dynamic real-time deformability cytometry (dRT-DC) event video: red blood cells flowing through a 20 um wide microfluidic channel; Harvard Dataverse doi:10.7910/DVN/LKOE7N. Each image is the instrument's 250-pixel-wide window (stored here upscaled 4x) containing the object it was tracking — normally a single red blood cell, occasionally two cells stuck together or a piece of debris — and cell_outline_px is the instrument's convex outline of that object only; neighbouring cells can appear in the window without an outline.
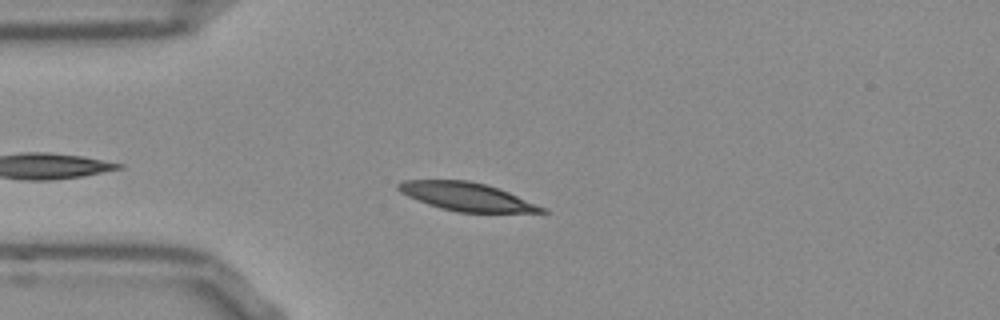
{"species": "Egyptian fruit bat (a non-hibernating species)", "species_latin": "Rousettus aegyptiacus", "temperature_condition": "room temperature", "stored_images_in_passage": 39, "camera_frame_rate_fps": 3000, "um_per_image_px": 0.085, "frame": {"image": 1, "passage_image": 2, "time_ms": 0.333, "image_size_px": [1000, 320], "cell_outline_px": [[548, 212], [456, 212], [440, 208], [428, 204], [408, 196], [400, 192], [396, 188], [396, 184], [404, 180], [468, 180], [484, 184], [508, 192], [548, 208]], "centroid_in_image_um": [39.65, 16.72], "position_along_channel_um": 45.3, "area_um2": 23.47}}
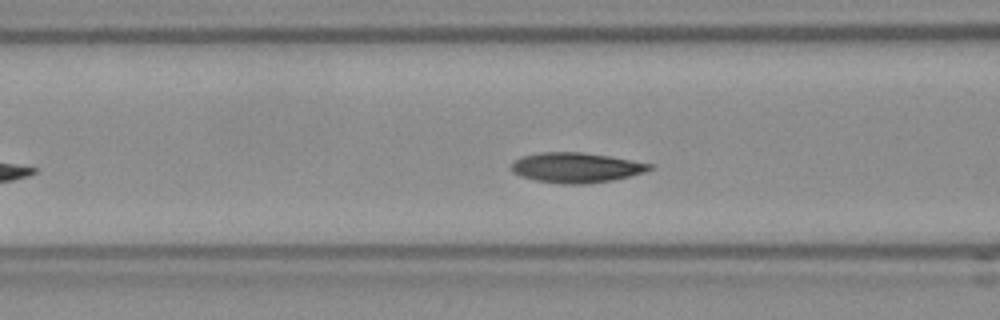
{"frame": {"image": 2, "passage_image": 9, "time_ms": 2.667, "image_size_px": [1000, 320], "cell_outline_px": [[652, 168], [644, 172], [612, 180], [588, 184], [560, 184], [536, 180], [520, 176], [512, 172], [512, 164], [520, 156], [540, 152], [584, 152], [608, 156], [652, 164]], "centroid_in_image_um": [48.93, 14.25], "position_along_channel_um": 117.7, "area_um2": 24.1}}
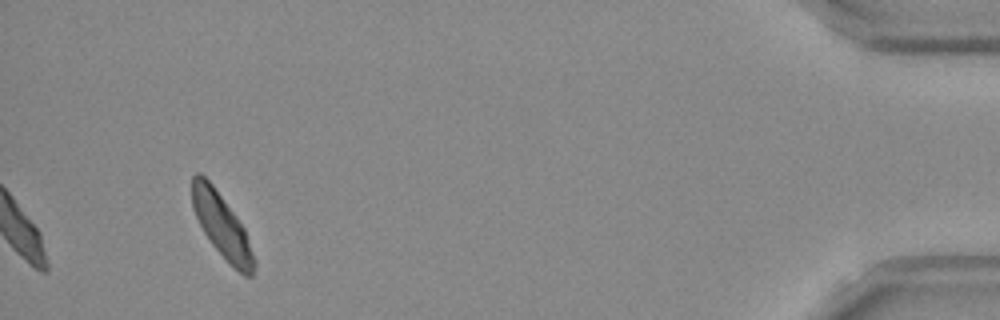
{"frame": {"image": 3, "passage_image": 39, "time_ms": 12.667, "image_size_px": [1000, 320], "cell_outline_px": [[256, 264], [252, 276], [244, 276], [212, 244], [204, 232], [192, 208], [192, 176], [196, 172], [200, 172], [212, 184], [236, 216], [244, 228]], "centroid_in_image_um": [18.83, 19.14], "position_along_channel_um": 416.4, "area_um2": 22.43}, "authors_computed_cell_mechanics": {"area_um2": 23.5246, "velocity_mm_per_s": 3.7441, "shape_relaxation_time_tau1_ms": 1.8408, "shape_relaxation_time_tau2_ms": null, "deformation_change_tau1": 0.0869, "deformation_change_tau2": null}}